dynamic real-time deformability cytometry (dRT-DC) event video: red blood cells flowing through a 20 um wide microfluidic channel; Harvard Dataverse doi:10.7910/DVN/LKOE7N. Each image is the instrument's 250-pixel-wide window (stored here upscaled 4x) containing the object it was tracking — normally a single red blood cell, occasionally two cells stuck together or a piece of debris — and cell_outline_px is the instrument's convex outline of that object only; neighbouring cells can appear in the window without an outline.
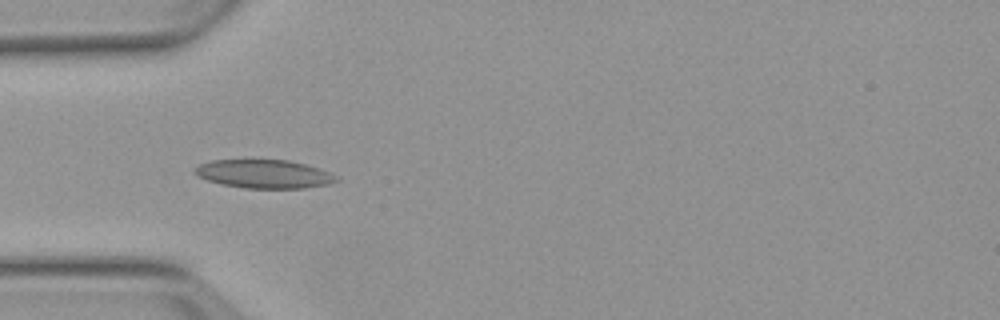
{"species": "Egyptian fruit bat (a non-hibernating species)", "species_latin": "Rousettus aegyptiacus", "temperature_condition": "warm", "stored_images_in_passage": 3, "camera_frame_rate_fps": 3000, "um_per_image_px": 0.085, "animal": {"sex": "female"}, "frame": {"image": 1, "passage_image": 3, "time_ms": 3.333, "image_size_px": [1000, 320], "cell_outline_px": [[340, 180], [328, 184], [304, 188], [244, 188], [220, 184], [208, 180], [200, 176], [196, 172], [196, 168], [200, 164], [212, 160], [288, 160], [304, 164], [328, 172], [336, 176]], "centroid_in_image_um": [22.46, 14.79], "position_along_channel_um": 62.5, "area_um2": 23.12}}